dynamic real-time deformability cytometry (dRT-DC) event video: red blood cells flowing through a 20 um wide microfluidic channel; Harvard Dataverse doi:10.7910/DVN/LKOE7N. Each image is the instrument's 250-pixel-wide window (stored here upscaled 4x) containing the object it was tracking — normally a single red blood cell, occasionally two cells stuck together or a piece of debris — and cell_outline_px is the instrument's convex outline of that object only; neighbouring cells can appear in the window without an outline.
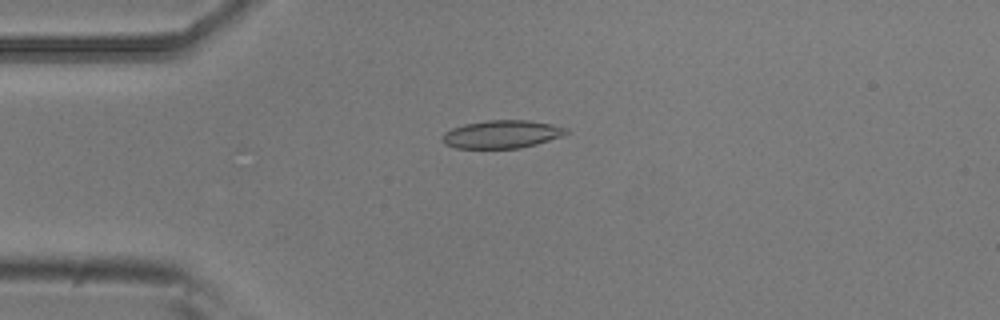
{"species": "common noctule bat (a hibernating species)", "species_latin": "Nyctalus noctula", "temperature_condition": "room temperature", "stored_images_in_passage": 8, "camera_frame_rate_fps": 3000, "um_per_image_px": 0.085, "animal": {"sex": "male", "body_mass_g": 20.5, "forearm_length_mm": 52.5}, "frame": {"image": 1, "passage_image": 3, "time_ms": 0.667, "image_size_px": [1000, 320], "cell_outline_px": [[568, 132], [560, 136], [536, 144], [520, 148], [456, 148], [444, 144], [440, 136], [444, 132], [452, 128], [464, 124], [488, 120], [528, 120], [552, 124], [568, 128]], "centroid_in_image_um": [42.61, 11.41], "position_along_channel_um": 42.4, "area_um2": 20.17}}
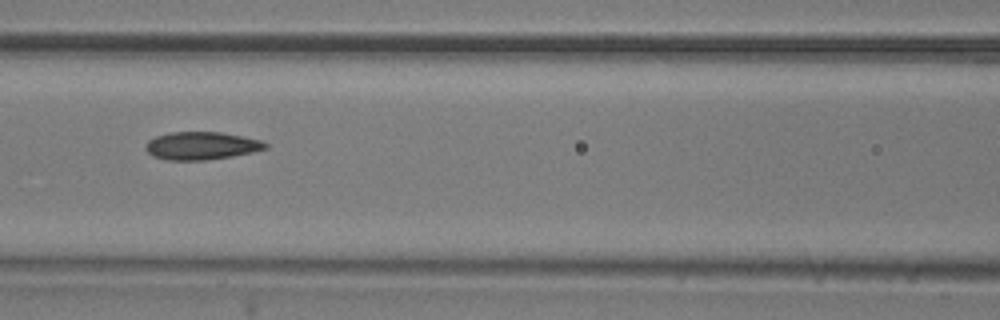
{"frame": {"image": 2, "passage_image": 6, "time_ms": 1.667, "image_size_px": [1000, 320], "cell_outline_px": [[268, 148], [252, 152], [232, 156], [204, 160], [168, 160], [152, 156], [144, 148], [144, 144], [148, 140], [156, 136], [172, 132], [220, 132], [260, 140], [268, 144]], "centroid_in_image_um": [17.08, 12.39], "position_along_channel_um": 149.5, "area_um2": 19.36}}
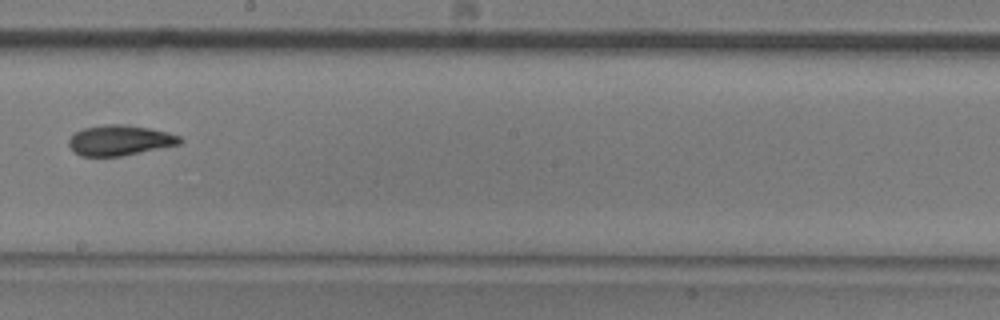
{"frame": {"image": 3, "passage_image": 8, "time_ms": 2.333, "image_size_px": [1000, 320], "cell_outline_px": [[184, 140], [180, 144], [120, 156], [80, 156], [72, 152], [68, 144], [68, 140], [76, 132], [84, 128], [104, 124], [124, 124], [152, 128], [168, 132], [180, 136]], "centroid_in_image_um": [10.18, 11.92], "position_along_channel_um": 238.0, "area_um2": 19.77}}